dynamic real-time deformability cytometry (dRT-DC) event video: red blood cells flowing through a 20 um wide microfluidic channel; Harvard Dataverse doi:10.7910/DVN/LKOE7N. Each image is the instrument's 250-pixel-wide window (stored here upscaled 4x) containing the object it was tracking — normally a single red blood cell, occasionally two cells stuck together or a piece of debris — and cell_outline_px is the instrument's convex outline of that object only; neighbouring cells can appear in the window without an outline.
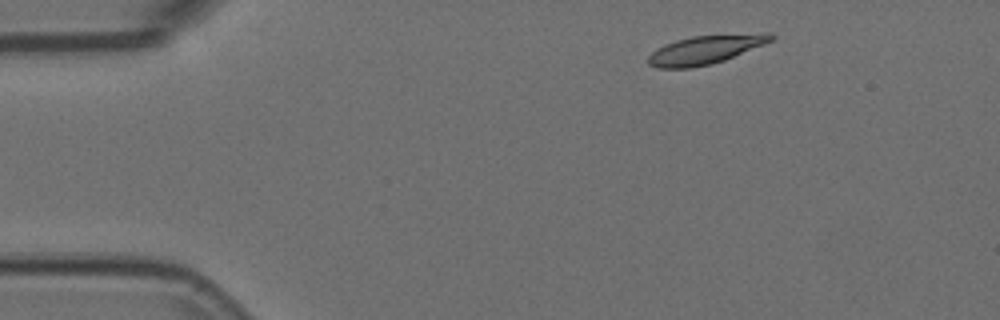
{"species": "Egyptian fruit bat (a non-hibernating species)", "species_latin": "Rousettus aegyptiacus", "temperature_condition": "room temperature", "stored_images_in_passage": 2, "camera_frame_rate_fps": 3000, "um_per_image_px": 0.085, "animal": {"sex": "female"}, "frame": {"image": 1, "passage_image": 2, "time_ms": 0.333, "image_size_px": [1000, 320], "cell_outline_px": [[776, 36], [772, 40], [764, 44], [724, 60], [712, 64], [692, 68], [656, 68], [648, 64], [648, 56], [656, 48], [664, 44], [676, 40], [692, 36], [764, 32], [772, 32]], "centroid_in_image_um": [59.97, 4.21], "position_along_channel_um": 25.0, "area_um2": 20.75}}